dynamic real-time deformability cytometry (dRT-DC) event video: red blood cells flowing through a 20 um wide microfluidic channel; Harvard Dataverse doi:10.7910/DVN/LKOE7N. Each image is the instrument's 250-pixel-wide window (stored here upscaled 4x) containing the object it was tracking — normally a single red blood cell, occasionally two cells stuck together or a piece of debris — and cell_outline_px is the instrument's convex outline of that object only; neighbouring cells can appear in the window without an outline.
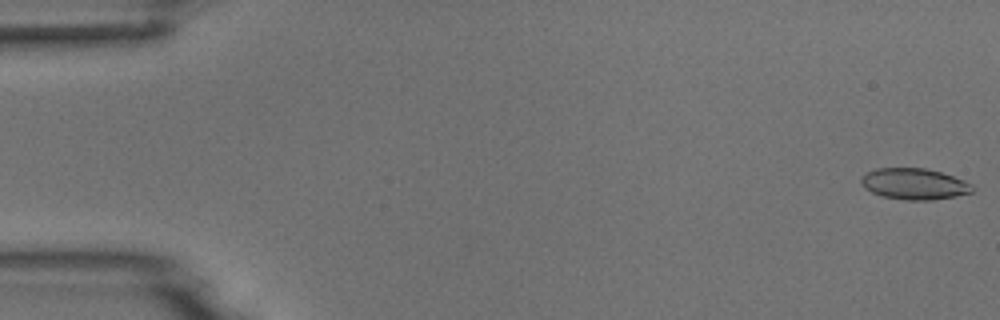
{"species": "common noctule bat (a hibernating species)", "species_latin": "Nyctalus noctula", "temperature_condition": "room temperature", "stored_images_in_passage": 7, "camera_frame_rate_fps": 3000, "um_per_image_px": 0.085, "animal": {"sex": "male", "body_mass_g": 18.8}, "frame": {"image": 1, "passage_image": 1, "time_ms": 0.0, "image_size_px": [1000, 320], "cell_outline_px": [[976, 188], [972, 192], [956, 196], [932, 200], [908, 200], [880, 196], [864, 188], [860, 184], [860, 176], [876, 168], [924, 168], [940, 172], [964, 180], [972, 184]], "centroid_in_image_um": [77.69, 15.64], "position_along_channel_um": 7.3, "area_um2": 20.35}}
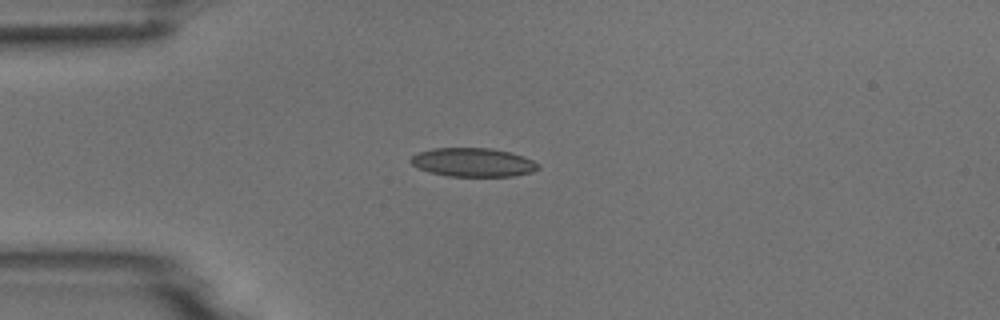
{"frame": {"image": 2, "passage_image": 4, "time_ms": 4.333, "image_size_px": [1000, 320], "cell_outline_px": [[540, 168], [532, 172], [516, 176], [448, 176], [428, 172], [412, 164], [408, 160], [412, 156], [420, 152], [432, 148], [492, 148], [508, 152], [532, 160], [540, 164]], "centroid_in_image_um": [40.2, 13.8], "position_along_channel_um": 44.8, "area_um2": 21.27}}